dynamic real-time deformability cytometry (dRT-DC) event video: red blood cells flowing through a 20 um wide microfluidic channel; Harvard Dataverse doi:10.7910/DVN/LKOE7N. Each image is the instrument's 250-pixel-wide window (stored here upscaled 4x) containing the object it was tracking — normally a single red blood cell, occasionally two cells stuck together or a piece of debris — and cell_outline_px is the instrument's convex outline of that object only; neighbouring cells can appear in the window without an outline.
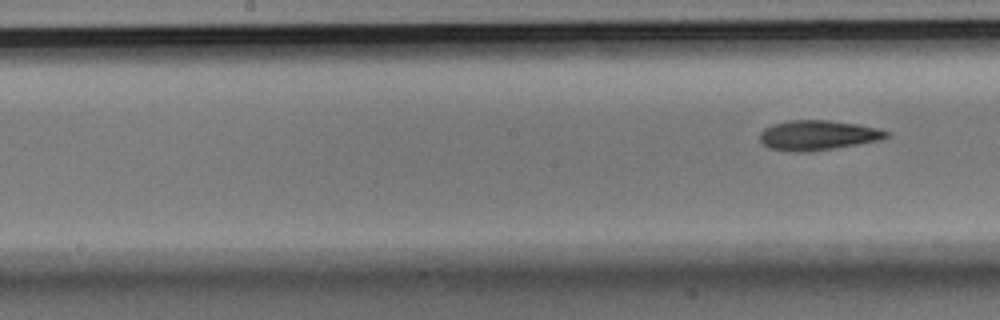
{"species": "Egyptian fruit bat (a non-hibernating species)", "species_latin": "Rousettus aegyptiacus", "temperature_condition": "room temperature", "stored_images_in_passage": 9, "segment_of_instrument_passage": [2, 2], "camera_frame_rate_fps": 3000, "um_per_image_px": 0.085, "animal": {"sex": "male"}, "frame": {"image": 1, "passage_image": 9, "time_ms": 2.667, "image_size_px": [1000, 320], "cell_outline_px": [[892, 136], [880, 140], [808, 152], [792, 152], [768, 148], [760, 140], [760, 132], [764, 128], [772, 124], [788, 120], [828, 120], [856, 124], [880, 128], [892, 132]], "centroid_in_image_um": [69.54, 11.49], "position_along_channel_um": 178.7, "area_um2": 22.2}}